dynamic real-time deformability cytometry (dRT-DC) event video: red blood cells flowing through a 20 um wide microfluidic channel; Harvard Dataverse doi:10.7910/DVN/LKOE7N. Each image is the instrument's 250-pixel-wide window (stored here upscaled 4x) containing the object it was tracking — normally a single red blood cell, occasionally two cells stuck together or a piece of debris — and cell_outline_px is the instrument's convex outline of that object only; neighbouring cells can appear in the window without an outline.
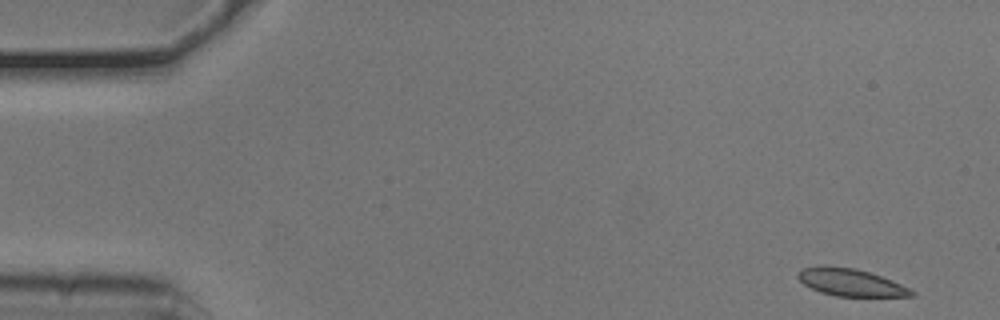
{"species": "common noctule bat (a hibernating species)", "species_latin": "Nyctalus noctula", "temperature_condition": "cold", "stored_images_in_passage": 53, "camera_frame_rate_fps": 3000, "um_per_image_px": 0.085, "animal": {"sex": "male", "body_mass_g": 20.5, "forearm_length_mm": 52.5}, "frame": {"image": 1, "passage_image": 1, "time_ms": 0.0, "image_size_px": [1000, 320], "cell_outline_px": [[916, 296], [836, 296], [820, 292], [804, 284], [796, 276], [796, 272], [804, 268], [824, 264], [856, 268], [892, 280], [916, 292]], "centroid_in_image_um": [72.27, 23.98], "position_along_channel_um": 12.7, "area_um2": 18.15}}
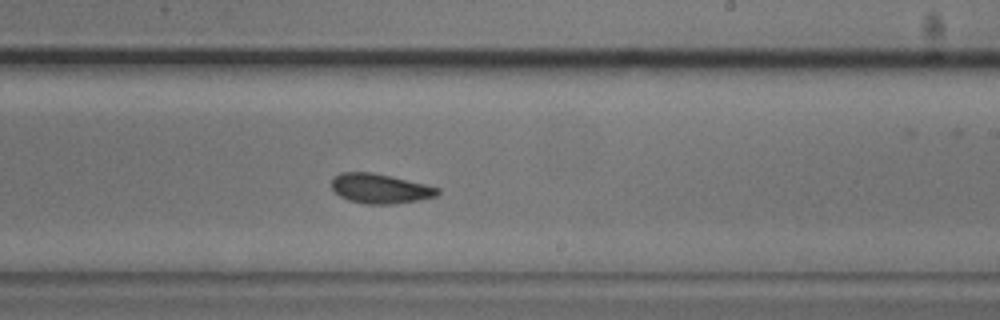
{"frame": {"image": 2, "passage_image": 30, "time_ms": 9.667, "image_size_px": [1000, 320], "cell_outline_px": [[440, 192], [436, 196], [416, 200], [392, 204], [364, 204], [348, 200], [340, 196], [332, 188], [332, 180], [340, 172], [372, 172], [424, 184], [440, 188]], "centroid_in_image_um": [32.29, 16.03], "position_along_channel_um": 256.7, "area_um2": 18.09}}
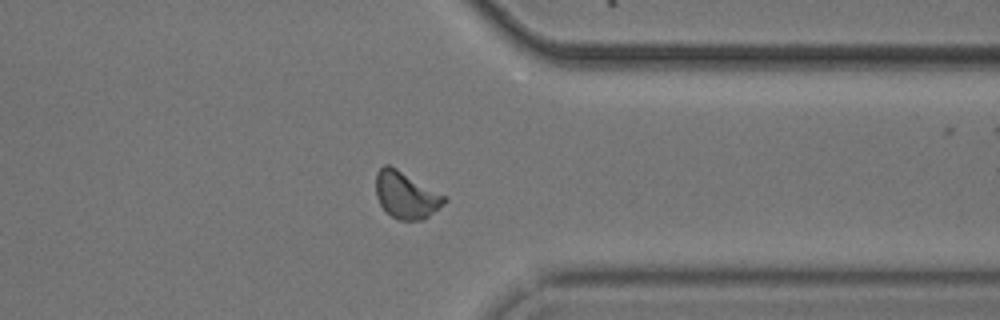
{"frame": {"image": 3, "passage_image": 40, "time_ms": 13.0, "image_size_px": [1000, 320], "cell_outline_px": [[448, 200], [444, 204], [424, 220], [400, 220], [392, 216], [380, 204], [376, 196], [376, 172], [384, 164], [388, 164], [396, 168], [448, 196]], "centroid_in_image_um": [34.54, 16.57], "position_along_channel_um": 376.9, "area_um2": 18.79}, "authors_computed_cell_mechanics": {"area_um2": 18.0914, "velocity_mm_per_s": 3.7439, "shape_relaxation_time_tau1_ms": 2.8652, "shape_relaxation_time_tau2_ms": 1.1232, "deformation_change_tau1": 0.0973, "deformation_change_tau2": 0.0611}}